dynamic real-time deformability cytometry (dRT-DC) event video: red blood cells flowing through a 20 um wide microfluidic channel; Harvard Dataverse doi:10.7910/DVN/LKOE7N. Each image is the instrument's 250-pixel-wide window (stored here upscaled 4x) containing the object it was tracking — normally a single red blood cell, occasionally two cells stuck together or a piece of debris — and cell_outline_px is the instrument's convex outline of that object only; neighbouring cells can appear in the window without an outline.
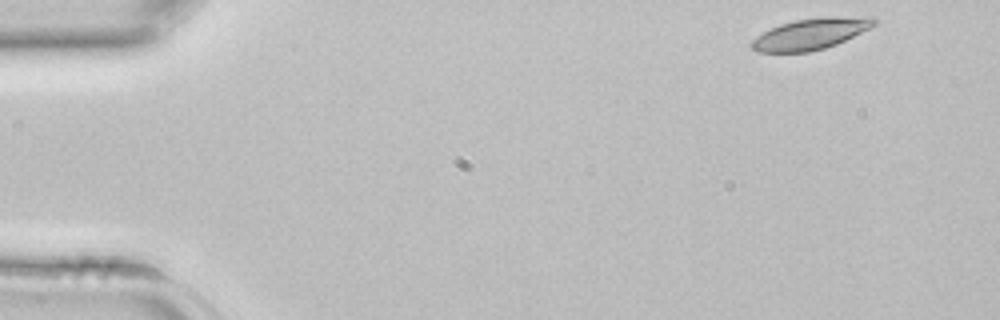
{"species": "common noctule bat (a hibernating species)", "species_latin": "Nyctalus noctula", "temperature_condition": "room temperature", "stored_images_in_passage": 41, "camera_frame_rate_fps": 3000, "um_per_image_px": 0.085, "animal": {"sex": "female", "body_mass_g": 22.7, "forearm_length_mm": 54.2}, "frame": {"image": 1, "passage_image": 1, "time_ms": 0.0, "image_size_px": [1000, 320], "cell_outline_px": [[880, 20], [876, 24], [836, 44], [824, 48], [808, 52], [756, 52], [748, 44], [756, 36], [780, 24], [796, 20], [828, 16], [872, 16]], "centroid_in_image_um": [68.92, 2.87], "position_along_channel_um": 16.1, "area_um2": 22.2}}
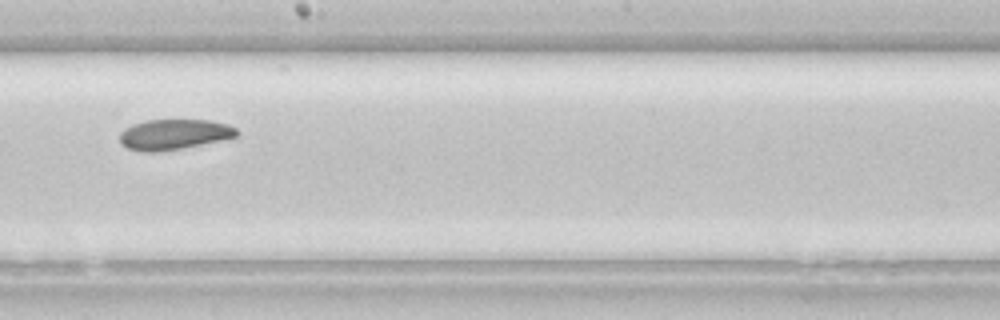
{"frame": {"image": 2, "passage_image": 22, "time_ms": 7.0, "image_size_px": [1000, 320], "cell_outline_px": [[240, 132], [236, 136], [220, 140], [160, 152], [140, 152], [128, 148], [120, 144], [120, 132], [124, 128], [132, 124], [148, 120], [208, 120], [228, 124], [236, 128]], "centroid_in_image_um": [14.75, 11.42], "position_along_channel_um": 233.5, "area_um2": 20.69}}
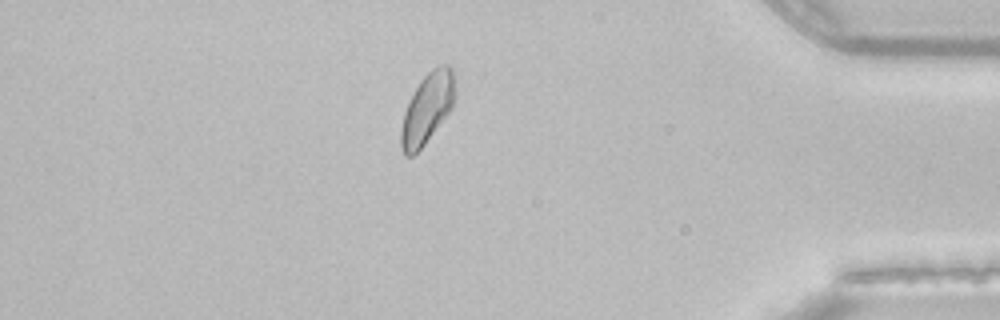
{"frame": {"image": 3, "passage_image": 35, "time_ms": 11.333, "image_size_px": [1000, 320], "cell_outline_px": [[456, 96], [452, 108], [424, 144], [412, 156], [404, 156], [400, 148], [400, 132], [404, 112], [420, 80], [432, 68], [440, 64], [452, 64], [456, 80]], "centroid_in_image_um": [36.35, 9.16], "position_along_channel_um": 398.8, "area_um2": 22.37}}